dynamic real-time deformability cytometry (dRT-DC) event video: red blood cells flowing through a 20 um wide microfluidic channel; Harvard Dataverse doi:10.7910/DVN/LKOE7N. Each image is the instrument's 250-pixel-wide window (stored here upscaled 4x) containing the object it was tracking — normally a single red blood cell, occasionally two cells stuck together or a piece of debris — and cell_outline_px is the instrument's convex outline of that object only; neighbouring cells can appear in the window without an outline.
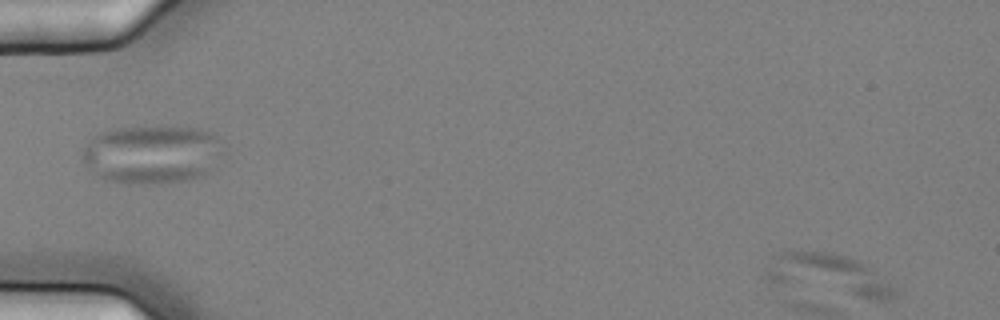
{"species": "common noctule bat (a hibernating species)", "species_latin": "Nyctalus noctula", "temperature_condition": "cold", "stored_images_in_passage": 5, "segment_of_instrument_passage": [2, 2], "camera_frame_rate_fps": 3000, "um_per_image_px": 0.085, "animal": {"sex": "female", "body_mass_g": 25.1}, "frame": {"image": 1, "passage_image": 5, "time_ms": 1.333, "image_size_px": [1000, 320], "cell_outline_px": [[896, 292], [892, 300], [872, 300], [764, 280], [764, 272], [776, 252], [792, 248], [832, 252], [848, 256], [860, 260], [896, 288]], "centroid_in_image_um": [70.4, 23.29], "position_along_channel_um": 14.6, "area_um2": 31.33}}